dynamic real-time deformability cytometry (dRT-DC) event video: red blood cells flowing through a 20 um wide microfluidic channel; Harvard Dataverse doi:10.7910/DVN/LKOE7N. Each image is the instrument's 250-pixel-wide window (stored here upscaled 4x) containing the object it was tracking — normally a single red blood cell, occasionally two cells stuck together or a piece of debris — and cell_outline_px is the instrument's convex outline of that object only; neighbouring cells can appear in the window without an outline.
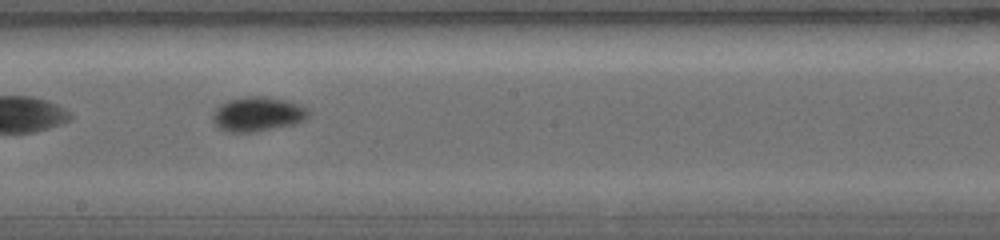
{"species": "common noctule bat (a hibernating species)", "species_latin": "Nyctalus noctula", "temperature_condition": "warm", "stored_images_in_passage": 18, "camera_frame_rate_fps": 5000, "um_per_image_px": 0.085, "animal": {"sex": "female", "body_mass_g": 19.0, "forearm_length_mm": 56.7}, "frame": {"image": 1, "passage_image": 16, "time_ms": 4.2, "image_size_px": [1000, 240], "cell_outline_px": [[312, 112], [304, 120], [296, 124], [256, 132], [224, 132], [212, 120], [212, 116], [216, 108], [220, 104], [228, 100], [248, 96], [260, 96], [284, 100], [296, 104]], "centroid_in_image_um": [21.88, 9.72], "position_along_channel_um": 226.3, "area_um2": 19.19}}